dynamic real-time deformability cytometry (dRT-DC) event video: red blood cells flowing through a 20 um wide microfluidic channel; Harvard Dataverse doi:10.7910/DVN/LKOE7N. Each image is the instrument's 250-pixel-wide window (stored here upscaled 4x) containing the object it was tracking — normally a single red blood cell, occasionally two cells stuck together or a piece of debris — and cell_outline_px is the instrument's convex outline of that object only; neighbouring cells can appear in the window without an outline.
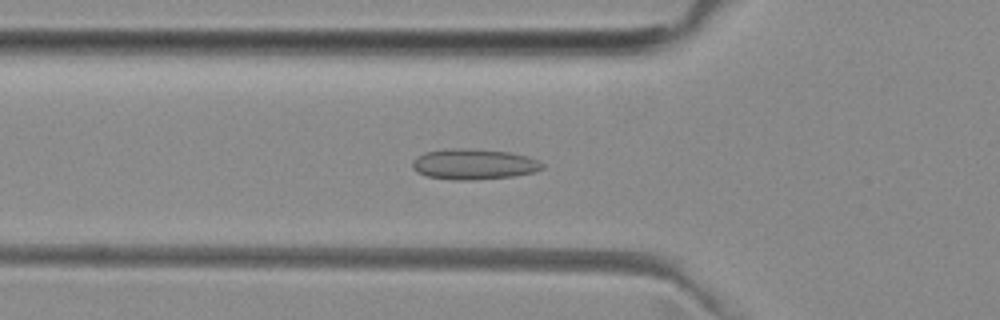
{"species": "common noctule bat (a hibernating species)", "species_latin": "Nyctalus noctula", "temperature_condition": "room temperature", "stored_images_in_passage": 50, "camera_frame_rate_fps": 3000, "um_per_image_px": 0.085, "animal": {"sex": "female", "body_mass_g": 29.2, "forearm_length_mm": 56.3}, "frame": {"image": 1, "passage_image": 16, "time_ms": 5.0, "image_size_px": [1000, 320], "cell_outline_px": [[544, 168], [536, 172], [512, 176], [468, 180], [452, 180], [428, 176], [416, 172], [412, 168], [412, 160], [416, 156], [424, 152], [448, 148], [464, 148], [508, 152], [528, 156], [544, 164]], "centroid_in_image_um": [40.24, 13.95], "position_along_channel_um": 85.6, "area_um2": 23.24}}
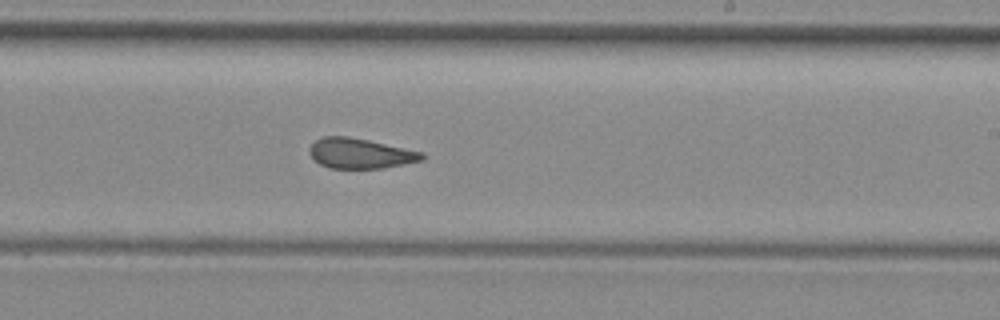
{"frame": {"image": 2, "passage_image": 29, "time_ms": 9.333, "image_size_px": [1000, 320], "cell_outline_px": [[424, 160], [384, 168], [328, 168], [320, 164], [308, 152], [308, 148], [316, 140], [324, 136], [348, 136], [368, 140], [424, 152]], "centroid_in_image_um": [30.63, 13.04], "position_along_channel_um": 258.4, "area_um2": 19.77}}
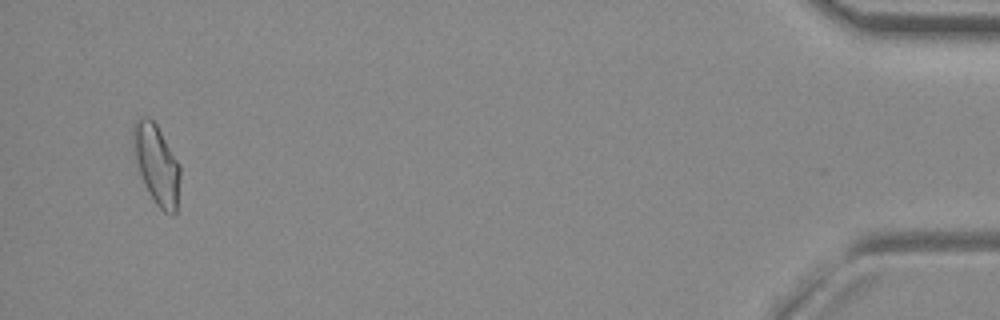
{"frame": {"image": 3, "passage_image": 48, "time_ms": 15.667, "image_size_px": [1000, 320], "cell_outline_px": [[180, 176], [176, 212], [172, 216], [164, 212], [152, 200], [144, 184], [132, 148], [132, 124], [140, 116], [148, 116], [156, 124], [180, 164]], "centroid_in_image_um": [13.29, 13.95], "position_along_channel_um": 421.9, "area_um2": 21.96}, "authors_computed_cell_mechanics": {"area_um2": 20.9814, "velocity_mm_per_s": 3.9834, "shape_relaxation_time_tau1_ms": null, "shape_relaxation_time_tau2_ms": 1.7969, "deformation_change_tau1": null, "deformation_change_tau2": 0.0985}}